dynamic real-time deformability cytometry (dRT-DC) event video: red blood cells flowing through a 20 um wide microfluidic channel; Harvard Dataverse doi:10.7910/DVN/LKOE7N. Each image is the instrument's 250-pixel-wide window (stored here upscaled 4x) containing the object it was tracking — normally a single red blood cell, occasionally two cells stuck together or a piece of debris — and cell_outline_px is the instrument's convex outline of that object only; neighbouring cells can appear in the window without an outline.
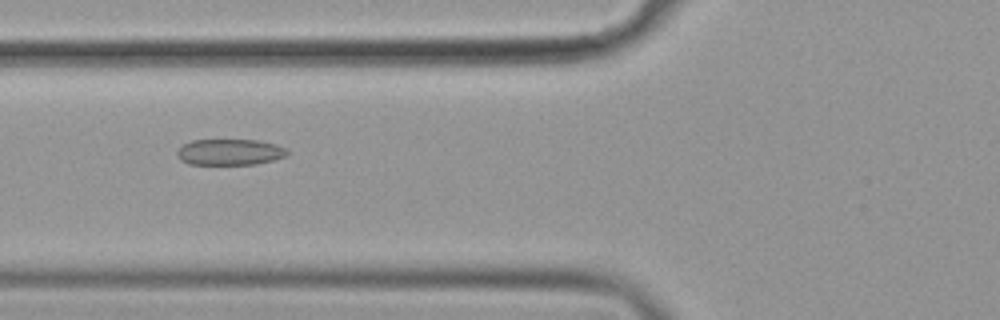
{"species": "common noctule bat (a hibernating species)", "species_latin": "Nyctalus noctula", "temperature_condition": "cold", "stored_images_in_passage": 56, "camera_frame_rate_fps": 3000, "um_per_image_px": 0.085, "animal": {"sex": "female", "body_mass_g": 19.9}, "frame": {"image": 1, "passage_image": 22, "time_ms": 7.0, "image_size_px": [1000, 320], "cell_outline_px": [[288, 156], [256, 164], [188, 164], [180, 160], [176, 152], [184, 144], [192, 140], [256, 140], [276, 144], [288, 148]], "centroid_in_image_um": [19.56, 12.92], "position_along_channel_um": 106.2, "area_um2": 16.76}}
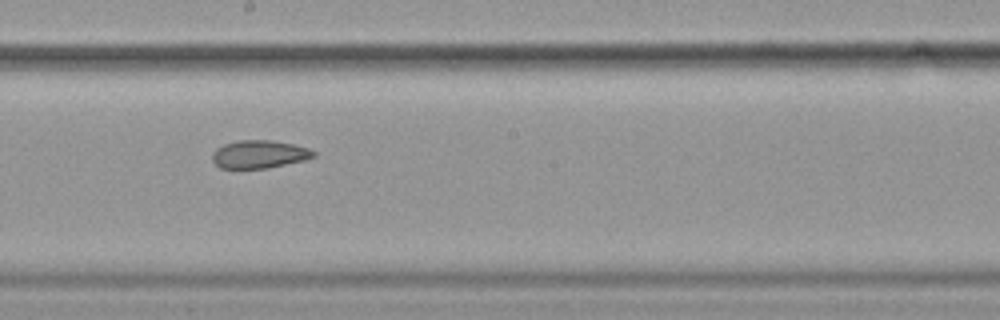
{"frame": {"image": 2, "passage_image": 32, "time_ms": 10.333, "image_size_px": [1000, 320], "cell_outline_px": [[316, 156], [304, 160], [268, 168], [220, 168], [212, 160], [212, 152], [216, 148], [224, 144], [240, 140], [272, 140], [292, 144], [308, 148], [316, 152]], "centroid_in_image_um": [22.03, 13.11], "position_along_channel_um": 226.2, "area_um2": 16.47}}
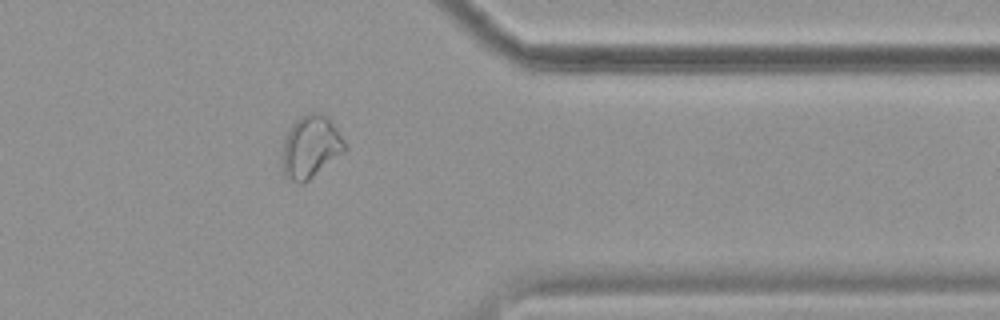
{"frame": {"image": 3, "passage_image": 46, "time_ms": 15.0, "image_size_px": [1000, 320], "cell_outline_px": [[348, 148], [344, 152], [304, 184], [300, 184], [284, 176], [280, 168], [284, 140], [292, 124], [300, 116], [308, 112], [320, 112], [336, 128], [348, 144]], "centroid_in_image_um": [26.39, 12.51], "position_along_channel_um": 385.0, "area_um2": 23.0}, "authors_computed_cell_mechanics": {"area_um2": 19.8254, "velocity_mm_per_s": 3.6007, "shape_relaxation_time_tau1_ms": 6.2563, "shape_relaxation_time_tau2_ms": 2.0389, "deformation_change_tau1": 0.1141, "deformation_change_tau2": 0.0674}}